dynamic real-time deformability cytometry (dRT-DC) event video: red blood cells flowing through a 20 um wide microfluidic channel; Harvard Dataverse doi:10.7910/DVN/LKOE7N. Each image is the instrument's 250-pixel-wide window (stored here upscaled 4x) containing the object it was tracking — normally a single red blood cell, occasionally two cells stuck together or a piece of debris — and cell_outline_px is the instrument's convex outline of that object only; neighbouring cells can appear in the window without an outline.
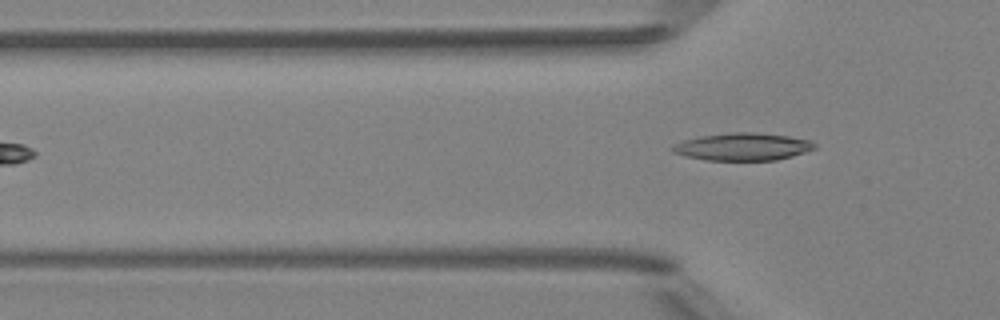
{"species": "Egyptian fruit bat (a non-hibernating species)", "species_latin": "Rousettus aegyptiacus", "temperature_condition": "room temperature", "stored_images_in_passage": 5, "camera_frame_rate_fps": 3000, "um_per_image_px": 0.085, "animal": {"sex": "female"}, "frame": {"image": 1, "passage_image": 5, "time_ms": 5.0, "image_size_px": [1000, 320], "cell_outline_px": [[816, 148], [792, 156], [776, 160], [704, 160], [684, 156], [672, 152], [672, 144], [684, 140], [700, 136], [736, 132], [756, 132], [788, 136], [812, 140], [816, 144]], "centroid_in_image_um": [63.13, 12.47], "position_along_channel_um": 62.7, "area_um2": 22.83}}